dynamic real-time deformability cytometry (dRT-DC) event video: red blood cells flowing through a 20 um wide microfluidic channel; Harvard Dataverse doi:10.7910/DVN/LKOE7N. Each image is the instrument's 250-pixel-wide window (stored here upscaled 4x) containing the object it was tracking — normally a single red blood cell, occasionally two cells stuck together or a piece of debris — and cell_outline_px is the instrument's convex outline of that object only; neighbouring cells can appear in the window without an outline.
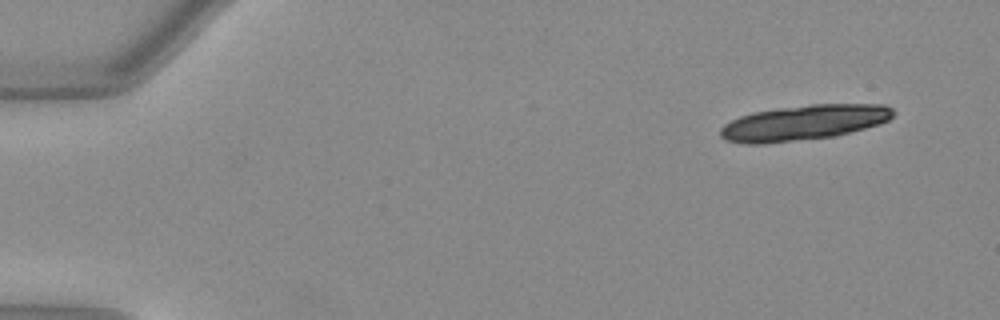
{"species": "Egyptian fruit bat (a non-hibernating species)", "species_latin": "Rousettus aegyptiacus", "temperature_condition": "warm", "stored_images_in_passage": 16, "camera_frame_rate_fps": 3000, "um_per_image_px": 0.085, "animal": {"sex": "female"}, "frame": {"image": 1, "passage_image": 1, "time_ms": 0.0, "image_size_px": [1000, 320], "cell_outline_px": [[896, 112], [888, 120], [864, 128], [836, 136], [760, 144], [744, 144], [724, 140], [720, 136], [720, 128], [724, 124], [740, 116], [752, 112], [808, 104], [884, 104], [892, 108]], "centroid_in_image_um": [68.29, 10.42], "position_along_channel_um": 16.7, "area_um2": 35.43}}